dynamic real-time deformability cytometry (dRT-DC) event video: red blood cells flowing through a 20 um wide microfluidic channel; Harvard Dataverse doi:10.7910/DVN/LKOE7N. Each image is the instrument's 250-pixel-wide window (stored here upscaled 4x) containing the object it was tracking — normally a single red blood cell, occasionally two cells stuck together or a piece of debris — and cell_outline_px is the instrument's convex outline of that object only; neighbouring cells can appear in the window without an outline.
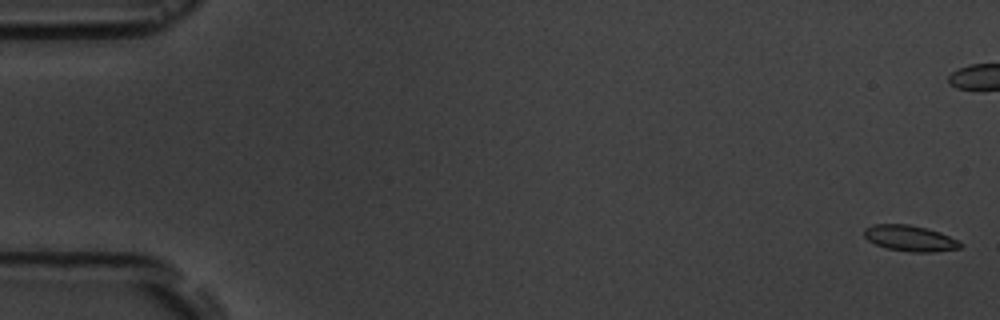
{"species": "common noctule bat (a hibernating species)", "species_latin": "Nyctalus noctula", "temperature_condition": "room temperature", "stored_images_in_passage": 6, "camera_frame_rate_fps": 3000, "um_per_image_px": 0.085, "animal": {"sex": "male", "body_mass_g": 19.5, "forearm_length_mm": 54.6}, "frame": {"image": 1, "passage_image": 1, "time_ms": 0.0, "image_size_px": [1000, 320], "cell_outline_px": [[964, 244], [960, 248], [932, 252], [912, 252], [888, 248], [876, 244], [868, 240], [864, 236], [864, 228], [872, 224], [908, 224], [928, 228], [940, 232]], "centroid_in_image_um": [77.34, 20.24], "position_along_channel_um": 7.7, "area_um2": 14.45}}
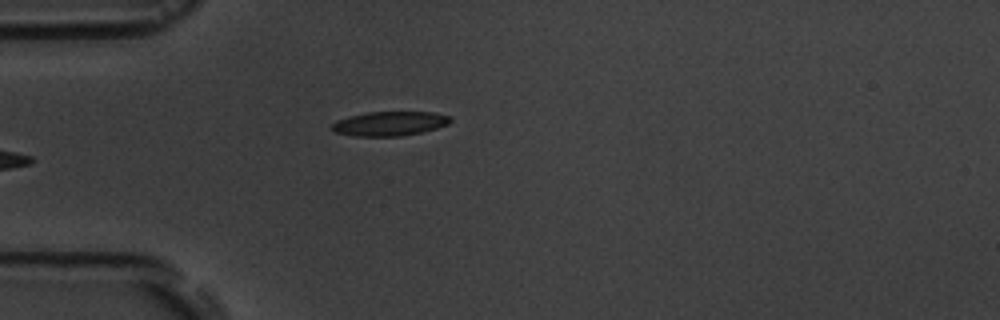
{"frame": {"image": 2, "passage_image": 6, "time_ms": 6.333, "image_size_px": [1000, 320], "cell_outline_px": [[452, 120], [448, 124], [436, 128], [420, 132], [400, 136], [352, 136], [336, 132], [328, 128], [336, 120], [368, 112], [432, 112], [452, 116]], "centroid_in_image_um": [33.11, 10.5], "position_along_channel_um": 51.9, "area_um2": 16.76}}